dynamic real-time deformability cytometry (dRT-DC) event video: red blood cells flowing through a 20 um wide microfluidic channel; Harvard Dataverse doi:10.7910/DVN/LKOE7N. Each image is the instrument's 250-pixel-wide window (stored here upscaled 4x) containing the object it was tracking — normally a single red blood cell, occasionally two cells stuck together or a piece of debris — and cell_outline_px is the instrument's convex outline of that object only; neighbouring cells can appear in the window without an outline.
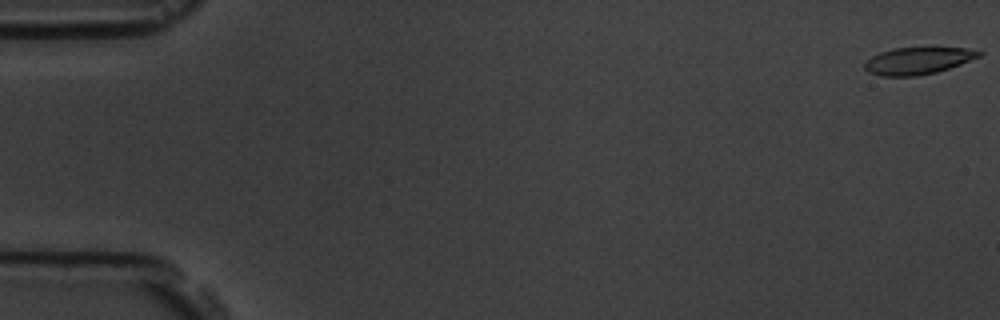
{"species": "common noctule bat (a hibernating species)", "species_latin": "Nyctalus noctula", "temperature_condition": "room temperature", "stored_images_in_passage": 8, "camera_frame_rate_fps": 3000, "um_per_image_px": 0.085, "animal": {"sex": "male", "body_mass_g": 19.5, "forearm_length_mm": 54.6}, "frame": {"image": 1, "passage_image": 1, "time_ms": 0.0, "image_size_px": [1000, 320], "cell_outline_px": [[984, 52], [980, 56], [960, 64], [936, 72], [916, 76], [880, 76], [868, 72], [864, 68], [864, 64], [872, 56], [880, 52], [896, 48], [968, 48]], "centroid_in_image_um": [78.01, 5.17], "position_along_channel_um": 7.0, "area_um2": 17.8}}
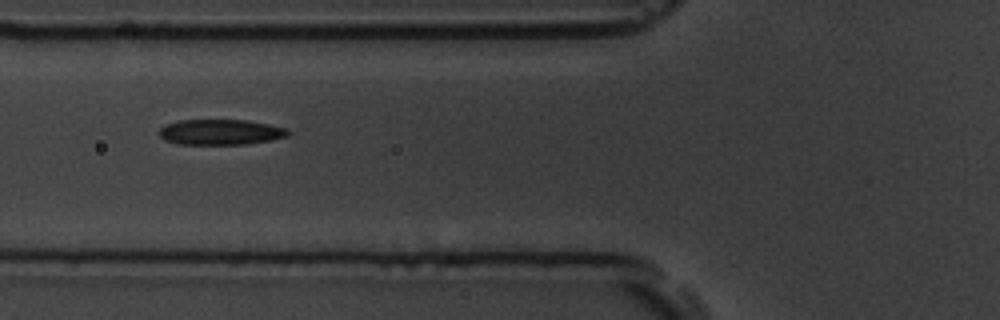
{"frame": {"image": 2, "passage_image": 7, "time_ms": 7.0, "image_size_px": [1000, 320], "cell_outline_px": [[292, 132], [288, 136], [272, 140], [244, 144], [176, 144], [164, 140], [156, 132], [160, 128], [168, 124], [180, 120], [248, 120], [288, 128]], "centroid_in_image_um": [18.76, 11.23], "position_along_channel_um": 107.0, "area_um2": 19.31}}
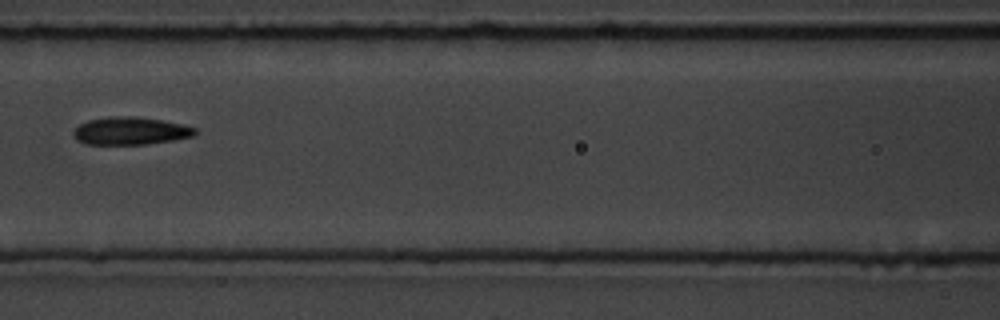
{"frame": {"image": 3, "passage_image": 8, "time_ms": 8.333, "image_size_px": [1000, 320], "cell_outline_px": [[196, 136], [148, 144], [88, 144], [76, 140], [72, 132], [80, 124], [88, 120], [112, 116], [136, 116], [160, 120], [180, 124], [196, 128]], "centroid_in_image_um": [11.08, 11.13], "position_along_channel_um": 155.5, "area_um2": 19.54}}